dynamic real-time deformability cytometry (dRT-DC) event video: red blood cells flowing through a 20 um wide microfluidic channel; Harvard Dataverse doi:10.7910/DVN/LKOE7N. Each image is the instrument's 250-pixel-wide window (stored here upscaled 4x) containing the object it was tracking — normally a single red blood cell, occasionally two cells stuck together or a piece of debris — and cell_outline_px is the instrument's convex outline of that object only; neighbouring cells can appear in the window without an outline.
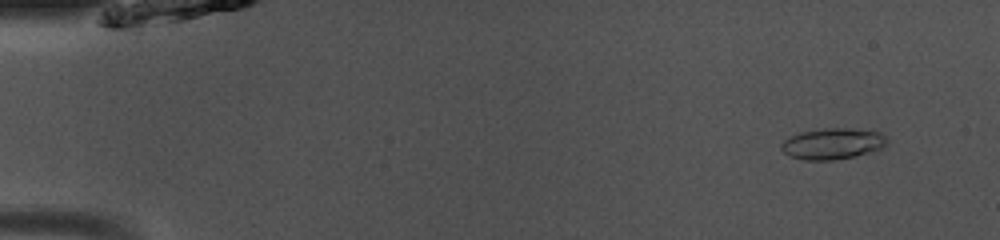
{"species": "common noctule bat (a hibernating species)", "species_latin": "Nyctalus noctula", "temperature_condition": "room temperature", "stored_images_in_passage": 49, "camera_frame_rate_fps": 3000, "um_per_image_px": 0.085, "animal": {"sex": "male", "body_mass_g": 13.0, "forearm_length_mm": 53.1}, "frame": {"image": 1, "passage_image": 4, "time_ms": 1.0, "image_size_px": [1000, 240], "cell_outline_px": [[888, 140], [880, 148], [868, 152], [852, 156], [832, 160], [804, 160], [788, 156], [780, 148], [780, 144], [784, 140], [800, 132], [824, 128], [848, 128], [880, 132]], "centroid_in_image_um": [70.71, 12.21], "position_along_channel_um": 14.3, "area_um2": 18.9}}
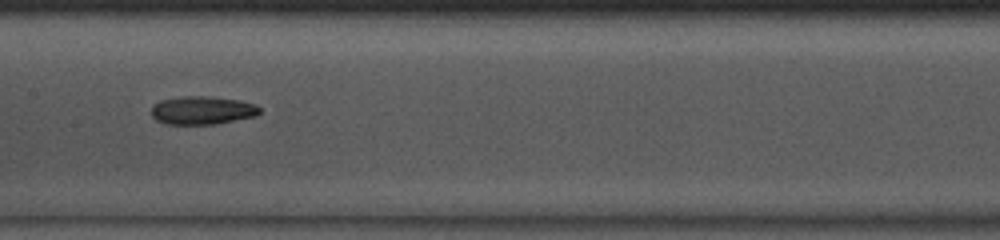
{"frame": {"image": 2, "passage_image": 25, "time_ms": 8.0, "image_size_px": [1000, 240], "cell_outline_px": [[260, 112], [256, 116], [216, 124], [168, 124], [156, 120], [152, 116], [152, 108], [160, 100], [184, 96], [208, 96], [240, 100], [256, 104], [260, 108]], "centroid_in_image_um": [17.23, 9.37], "position_along_channel_um": 190.2, "area_um2": 17.8}}
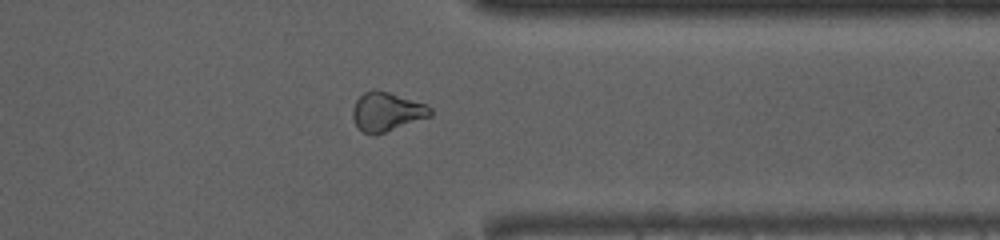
{"frame": {"image": 3, "passage_image": 39, "time_ms": 12.667, "image_size_px": [1000, 240], "cell_outline_px": [[432, 116], [372, 136], [364, 132], [356, 124], [352, 116], [352, 108], [356, 100], [364, 92], [372, 88], [376, 88], [428, 104], [432, 108]], "centroid_in_image_um": [32.88, 9.47], "position_along_channel_um": 378.5, "area_um2": 17.8}, "authors_computed_cell_mechanics": {"area_um2": 17.918, "velocity_mm_per_s": 4.0973, "shape_relaxation_time_tau1_ms": 4.3487, "shape_relaxation_time_tau2_ms": 3.7929, "deformation_change_tau1": 0.1246, "deformation_change_tau2": 0.0975}}